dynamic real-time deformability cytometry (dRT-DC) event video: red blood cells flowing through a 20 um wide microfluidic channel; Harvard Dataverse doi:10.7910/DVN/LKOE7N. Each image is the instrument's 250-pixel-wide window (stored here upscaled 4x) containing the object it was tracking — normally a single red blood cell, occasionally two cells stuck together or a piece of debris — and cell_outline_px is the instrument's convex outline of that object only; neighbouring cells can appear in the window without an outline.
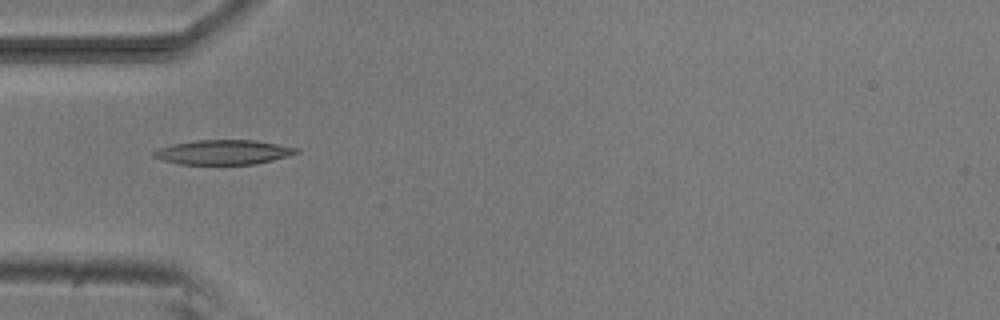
{"species": "common noctule bat (a hibernating species)", "species_latin": "Nyctalus noctula", "temperature_condition": "room temperature", "stored_images_in_passage": 8, "camera_frame_rate_fps": 3000, "um_per_image_px": 0.085, "animal": {"sex": "male", "body_mass_g": 20.5, "forearm_length_mm": 52.5}, "frame": {"image": 1, "passage_image": 5, "time_ms": 4.667, "image_size_px": [1000, 320], "cell_outline_px": [[300, 152], [288, 156], [256, 164], [180, 164], [164, 160], [152, 156], [152, 152], [160, 148], [172, 144], [196, 140], [252, 140], [300, 148]], "centroid_in_image_um": [19.0, 12.93], "position_along_channel_um": 66.0, "area_um2": 20.29}}
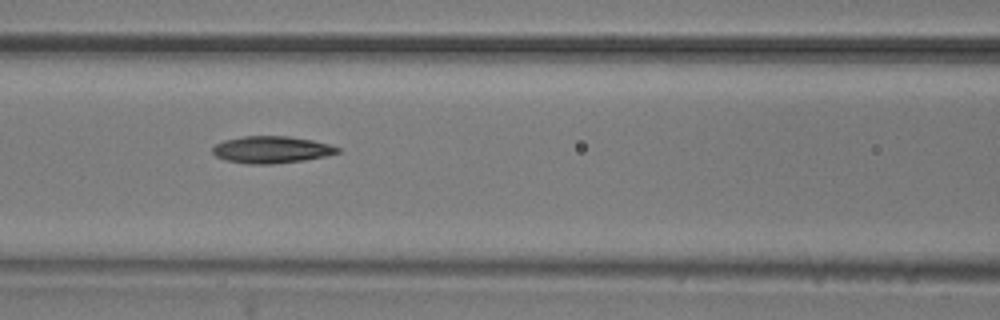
{"frame": {"image": 2, "passage_image": 7, "time_ms": 6.667, "image_size_px": [1000, 320], "cell_outline_px": [[340, 152], [324, 156], [304, 160], [272, 164], [248, 164], [228, 160], [216, 156], [212, 152], [212, 148], [216, 144], [224, 140], [244, 136], [288, 136], [312, 140], [328, 144], [340, 148]], "centroid_in_image_um": [23.07, 12.72], "position_along_channel_um": 143.5, "area_um2": 19.48}}
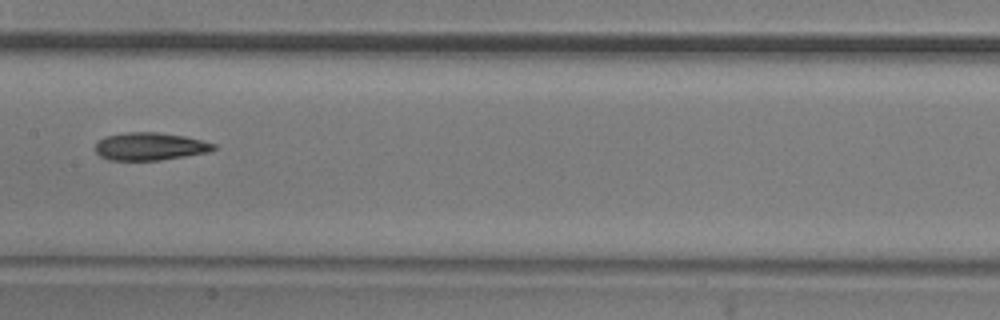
{"frame": {"image": 3, "passage_image": 8, "time_ms": 8.0, "image_size_px": [1000, 320], "cell_outline_px": [[216, 148], [208, 152], [160, 160], [108, 160], [100, 156], [96, 152], [96, 144], [104, 136], [124, 132], [156, 132], [184, 136], [216, 144]], "centroid_in_image_um": [12.72, 12.44], "position_along_channel_um": 194.7, "area_um2": 19.02}}